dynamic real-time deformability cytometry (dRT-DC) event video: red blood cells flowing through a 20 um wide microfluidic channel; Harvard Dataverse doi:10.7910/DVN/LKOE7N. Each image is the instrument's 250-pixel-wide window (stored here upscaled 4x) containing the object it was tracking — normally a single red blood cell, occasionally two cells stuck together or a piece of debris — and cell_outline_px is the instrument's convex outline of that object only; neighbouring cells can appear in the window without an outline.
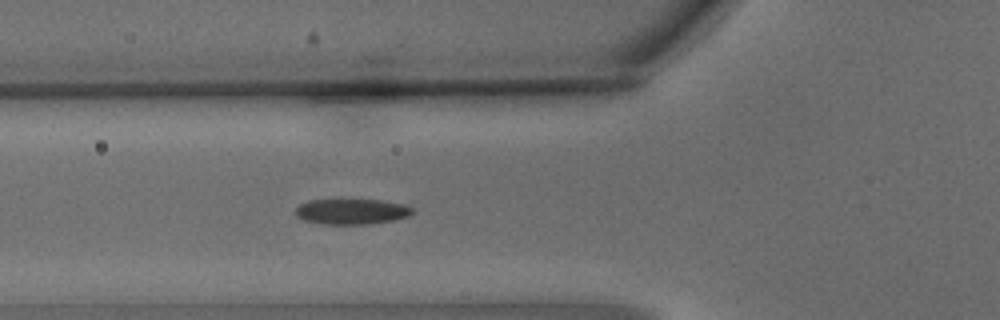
{"species": "common noctule bat (a hibernating species)", "species_latin": "Nyctalus noctula", "temperature_condition": "warm", "stored_images_in_passage": 4, "camera_frame_rate_fps": 3000, "um_per_image_px": 0.085, "animal": {"sex": "male", "body_mass_g": 15.6}, "frame": {"image": 1, "passage_image": 4, "time_ms": 1.0, "image_size_px": [1000, 320], "cell_outline_px": [[412, 212], [408, 216], [392, 220], [368, 224], [324, 224], [304, 220], [296, 216], [296, 208], [300, 204], [308, 200], [380, 200], [404, 204], [412, 208]], "centroid_in_image_um": [29.86, 17.98], "position_along_channel_um": 95.9, "area_um2": 17.17}}